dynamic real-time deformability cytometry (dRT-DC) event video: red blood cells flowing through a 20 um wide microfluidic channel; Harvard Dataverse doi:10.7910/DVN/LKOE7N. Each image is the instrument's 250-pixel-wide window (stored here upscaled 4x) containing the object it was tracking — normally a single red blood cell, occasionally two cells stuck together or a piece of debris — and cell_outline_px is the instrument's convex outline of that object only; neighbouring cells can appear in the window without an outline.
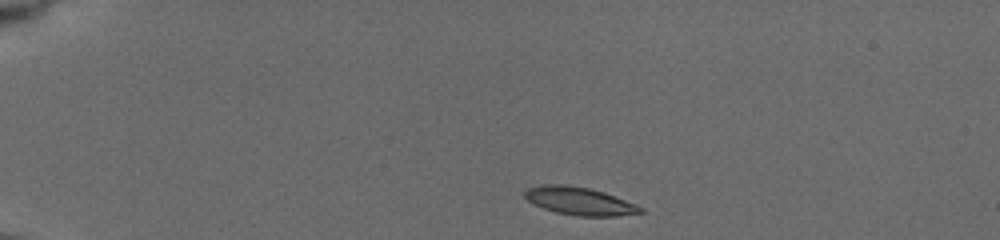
{"species": "common noctule bat (a hibernating species)", "species_latin": "Nyctalus noctula", "temperature_condition": "cold", "stored_images_in_passage": 5, "camera_frame_rate_fps": 3000, "um_per_image_px": 0.085, "animal": {"sex": "female", "body_mass_g": 19.5, "forearm_length_mm": 54.1}, "frame": {"image": 1, "passage_image": 1, "time_ms": 0.0, "image_size_px": [1000, 240], "cell_outline_px": [[644, 212], [616, 216], [576, 216], [556, 212], [532, 204], [524, 196], [524, 192], [528, 188], [544, 184], [564, 184], [588, 188], [604, 192], [636, 204], [644, 208]], "centroid_in_image_um": [49.26, 17.09], "position_along_channel_um": 35.7, "area_um2": 18.79}}
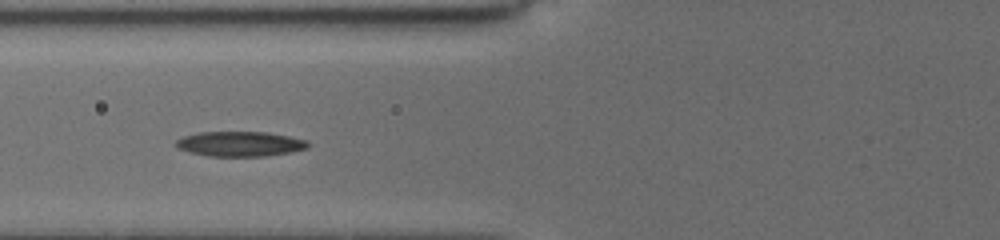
{"frame": {"image": 2, "passage_image": 4, "time_ms": 3.667, "image_size_px": [1000, 240], "cell_outline_px": [[312, 144], [308, 148], [292, 152], [268, 156], [208, 156], [188, 152], [176, 148], [172, 144], [176, 140], [184, 136], [200, 132], [268, 132], [308, 140]], "centroid_in_image_um": [20.41, 12.23], "position_along_channel_um": 105.4, "area_um2": 19.54}}
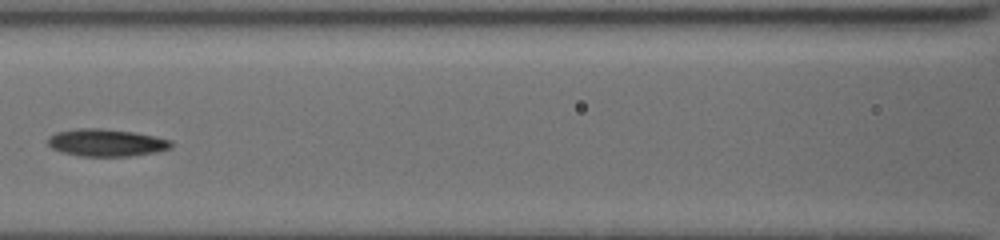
{"frame": {"image": 3, "passage_image": 5, "time_ms": 5.0, "image_size_px": [1000, 240], "cell_outline_px": [[172, 148], [156, 152], [128, 156], [80, 156], [60, 152], [52, 148], [48, 144], [48, 136], [56, 132], [76, 128], [100, 128], [132, 132], [172, 140]], "centroid_in_image_um": [9.0, 12.13], "position_along_channel_um": 157.6, "area_um2": 19.65}}